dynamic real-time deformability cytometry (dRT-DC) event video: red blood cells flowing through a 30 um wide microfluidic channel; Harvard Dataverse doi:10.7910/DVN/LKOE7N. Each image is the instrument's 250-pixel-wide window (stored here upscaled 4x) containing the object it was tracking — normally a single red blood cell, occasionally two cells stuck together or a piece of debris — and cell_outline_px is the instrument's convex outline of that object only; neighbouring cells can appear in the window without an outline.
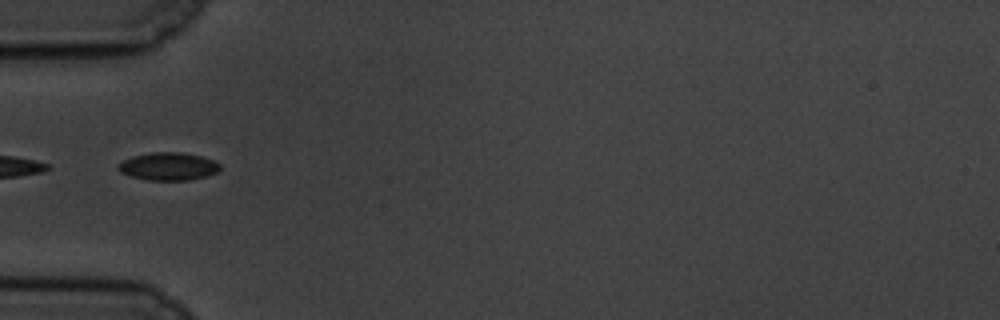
{"species": "common noctule bat (a hibernating species)", "species_latin": "Nyctalus noctula", "temperature_condition": "cold", "stored_images_in_passage": 18, "camera_frame_rate_fps": 3000, "um_per_image_px": 0.085, "animal": {"sex": "male", "body_mass_g": 19.5, "forearm_length_mm": 54.6}, "frame": {"image": 1, "passage_image": 1, "time_ms": 0.0, "image_size_px": [1000, 320], "cell_outline_px": [[220, 168], [216, 172], [208, 176], [188, 180], [148, 180], [132, 176], [120, 172], [116, 168], [124, 160], [132, 156], [152, 152], [180, 152], [200, 156], [212, 160], [220, 164]], "centroid_in_image_um": [14.31, 14.14], "position_along_channel_um": 70.7, "area_um2": 16.36}}
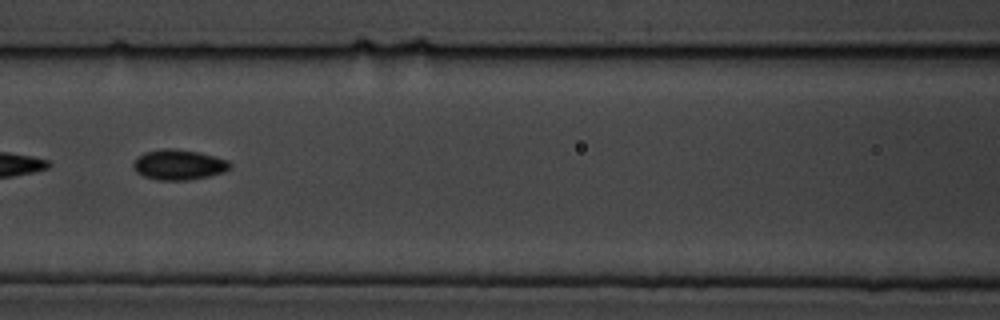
{"frame": {"image": 2, "passage_image": 8, "time_ms": 2.333, "image_size_px": [1000, 320], "cell_outline_px": [[232, 168], [224, 172], [208, 176], [188, 180], [160, 180], [144, 176], [136, 172], [132, 164], [144, 152], [168, 148], [176, 148], [196, 152], [228, 160], [232, 164]], "centroid_in_image_um": [15.22, 14.0], "position_along_channel_um": 151.4, "area_um2": 16.88}}